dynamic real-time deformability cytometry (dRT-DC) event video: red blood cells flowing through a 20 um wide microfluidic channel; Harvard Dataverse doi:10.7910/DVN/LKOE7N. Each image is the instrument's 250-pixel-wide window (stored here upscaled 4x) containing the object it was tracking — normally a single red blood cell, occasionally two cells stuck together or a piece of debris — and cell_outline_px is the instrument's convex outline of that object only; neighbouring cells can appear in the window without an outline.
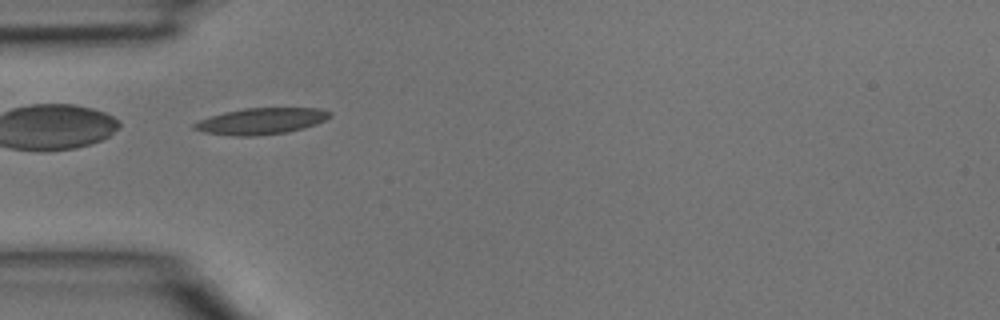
{"species": "common noctule bat (a hibernating species)", "species_latin": "Nyctalus noctula", "temperature_condition": "room temperature", "stored_images_in_passage": 1, "camera_frame_rate_fps": 3000, "um_per_image_px": 0.085, "animal": {"sex": "male", "body_mass_g": 15.6}, "frame": {"image": 1, "passage_image": 1, "time_ms": 0.0, "image_size_px": [1000, 320], "cell_outline_px": [[332, 116], [316, 124], [304, 128], [288, 132], [256, 136], [232, 136], [204, 132], [192, 128], [192, 124], [200, 120], [224, 112], [244, 108], [320, 108], [332, 112]], "centroid_in_image_um": [22.22, 10.3], "position_along_channel_um": 62.8, "area_um2": 20.87}}